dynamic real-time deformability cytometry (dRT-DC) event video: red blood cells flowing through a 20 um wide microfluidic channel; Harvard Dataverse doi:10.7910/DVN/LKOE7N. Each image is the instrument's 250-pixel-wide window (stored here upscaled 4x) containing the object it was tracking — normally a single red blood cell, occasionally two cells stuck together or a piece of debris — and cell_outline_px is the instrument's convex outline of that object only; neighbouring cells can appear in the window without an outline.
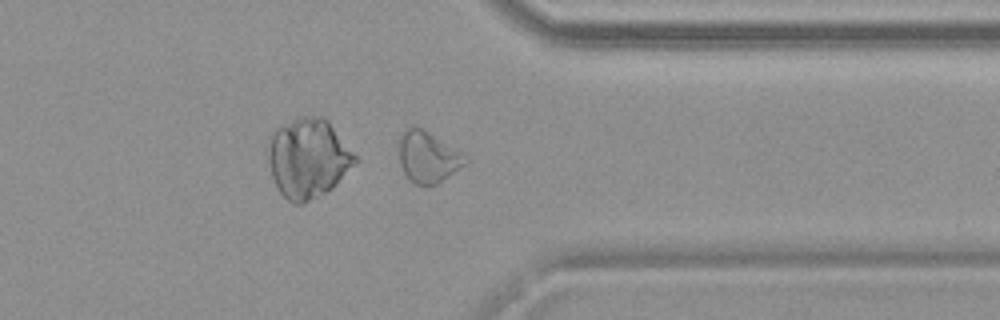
{"species": "common noctule bat (a hibernating species)", "species_latin": "Nyctalus noctula", "temperature_condition": "warm", "stored_images_in_passage": 32, "camera_frame_rate_fps": 3000, "um_per_image_px": 0.085, "animal": {"sex": "female", "body_mass_g": 19.9}, "frame": {"image": 1, "passage_image": 23, "time_ms": 7.333, "image_size_px": [1000, 320], "cell_outline_px": [[468, 164], [436, 184], [416, 184], [404, 172], [400, 164], [396, 144], [400, 132], [408, 128], [420, 128], [428, 132], [468, 156]], "centroid_in_image_um": [36.35, 13.33], "position_along_channel_um": 375.0, "area_um2": 19.83}}